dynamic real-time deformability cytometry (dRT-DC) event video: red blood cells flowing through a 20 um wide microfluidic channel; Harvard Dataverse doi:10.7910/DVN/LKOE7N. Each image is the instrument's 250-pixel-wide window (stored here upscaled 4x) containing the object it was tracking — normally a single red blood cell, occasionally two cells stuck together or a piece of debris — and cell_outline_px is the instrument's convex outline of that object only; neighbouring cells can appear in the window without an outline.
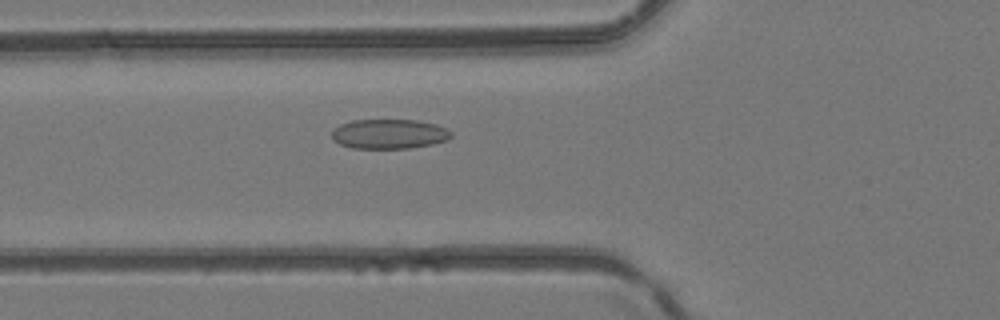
{"species": "common noctule bat (a hibernating species)", "species_latin": "Nyctalus noctula", "temperature_condition": "room temperature", "stored_images_in_passage": 33, "camera_frame_rate_fps": 3000, "um_per_image_px": 0.085, "animal": {"sex": "female", "body_mass_g": 24.6, "forearm_length_mm": 56.2}, "frame": {"image": 1, "passage_image": 6, "time_ms": 1.667, "image_size_px": [1000, 320], "cell_outline_px": [[452, 136], [448, 140], [432, 144], [408, 148], [352, 148], [340, 144], [332, 140], [332, 128], [340, 124], [352, 120], [416, 120], [436, 124], [448, 128], [452, 132]], "centroid_in_image_um": [33.08, 11.38], "position_along_channel_um": 92.7, "area_um2": 20.81}}
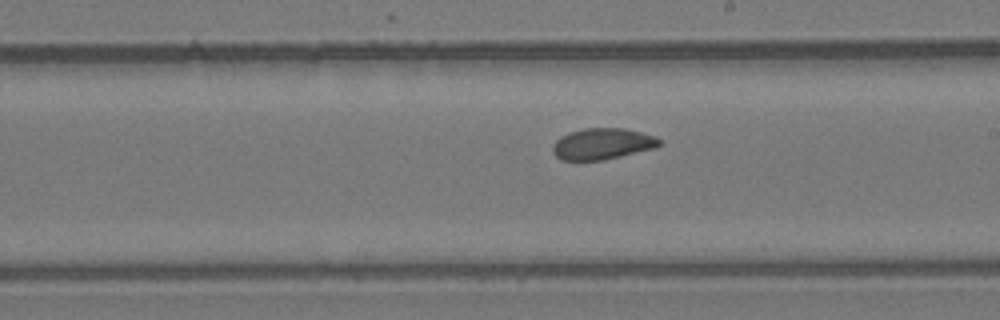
{"frame": {"image": 2, "passage_image": 16, "time_ms": 5.0, "image_size_px": [1000, 320], "cell_outline_px": [[660, 144], [656, 148], [604, 160], [560, 160], [552, 152], [552, 144], [560, 136], [568, 132], [584, 128], [624, 128], [656, 136], [660, 140]], "centroid_in_image_um": [51.18, 12.22], "position_along_channel_um": 237.8, "area_um2": 19.59}}
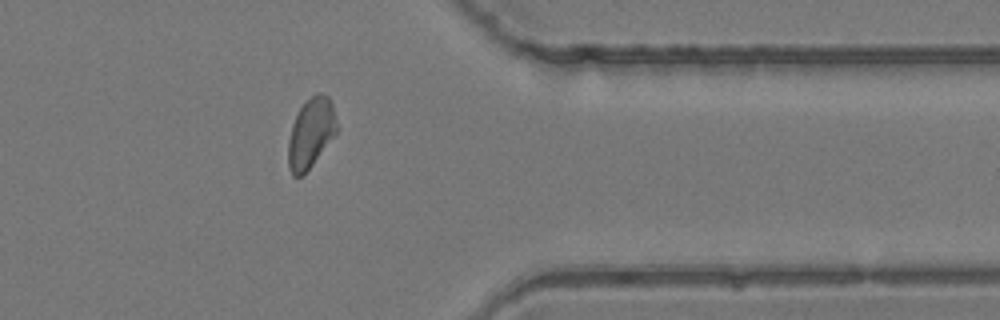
{"frame": {"image": 3, "passage_image": 27, "time_ms": 8.667, "image_size_px": [1000, 320], "cell_outline_px": [[336, 132], [304, 176], [292, 176], [288, 168], [288, 140], [292, 124], [300, 108], [316, 92], [320, 92], [328, 96], [332, 100], [336, 124]], "centroid_in_image_um": [26.4, 11.33], "position_along_channel_um": 385.0, "area_um2": 19.59}}